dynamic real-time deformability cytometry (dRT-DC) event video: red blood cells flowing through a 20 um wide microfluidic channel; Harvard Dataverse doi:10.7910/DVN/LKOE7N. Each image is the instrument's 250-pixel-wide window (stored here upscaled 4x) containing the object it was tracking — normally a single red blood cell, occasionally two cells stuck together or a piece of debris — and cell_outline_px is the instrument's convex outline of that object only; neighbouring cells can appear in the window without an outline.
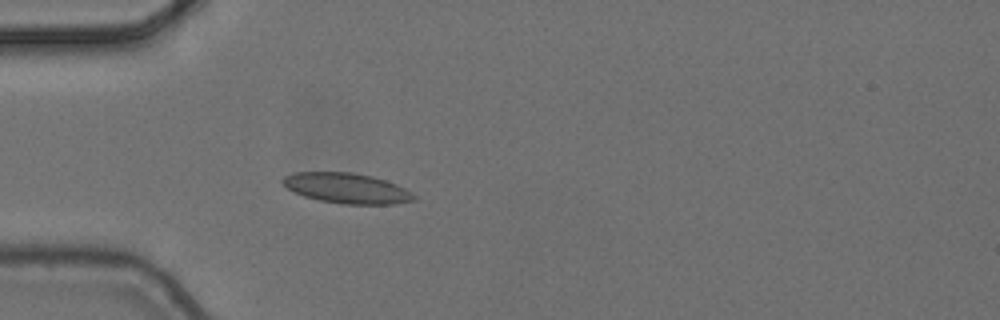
{"species": "common noctule bat (a hibernating species)", "species_latin": "Nyctalus noctula", "temperature_condition": "cold", "stored_images_in_passage": 5, "camera_frame_rate_fps": 3000, "um_per_image_px": 0.085, "animal": {"sex": "female", "body_mass_g": 24.6, "forearm_length_mm": 56.2}, "frame": {"image": 1, "passage_image": 5, "time_ms": 1.333, "image_size_px": [1000, 320], "cell_outline_px": [[416, 200], [392, 204], [344, 204], [320, 200], [304, 196], [288, 188], [280, 180], [284, 176], [296, 172], [352, 172], [372, 176], [396, 184], [412, 192], [416, 196]], "centroid_in_image_um": [29.49, 15.99], "position_along_channel_um": 55.5, "area_um2": 23.0}}